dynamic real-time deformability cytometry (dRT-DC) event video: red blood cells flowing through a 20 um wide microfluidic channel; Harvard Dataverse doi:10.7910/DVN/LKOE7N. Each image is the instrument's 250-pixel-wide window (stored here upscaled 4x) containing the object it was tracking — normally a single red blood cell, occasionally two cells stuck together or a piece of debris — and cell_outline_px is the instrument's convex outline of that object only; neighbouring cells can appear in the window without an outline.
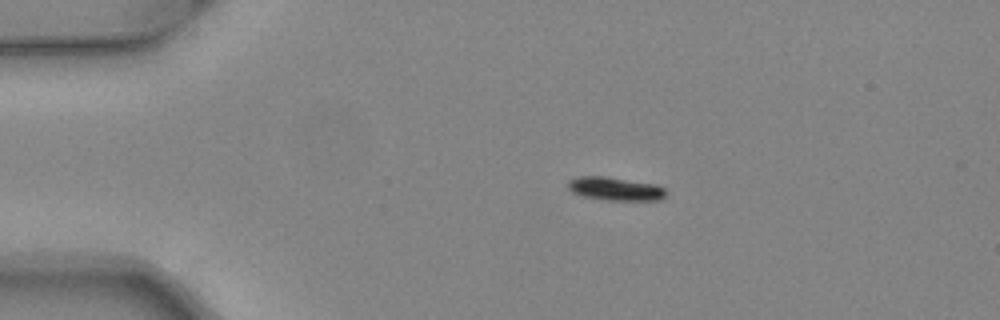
{"species": "common noctule bat (a hibernating species)", "species_latin": "Nyctalus noctula", "temperature_condition": "warm", "stored_images_in_passage": 15, "camera_frame_rate_fps": 3000, "um_per_image_px": 0.085, "animal": {"sex": "female", "body_mass_g": 24.6, "forearm_length_mm": 56.2}, "frame": {"image": 1, "passage_image": 1, "time_ms": 0.0, "image_size_px": [1000, 320], "cell_outline_px": [[668, 192], [660, 200], [604, 200], [584, 196], [572, 192], [568, 188], [568, 180], [576, 176], [604, 176], [656, 184], [664, 188]], "centroid_in_image_um": [52.29, 16.04], "position_along_channel_um": 32.7, "area_um2": 13.41}}
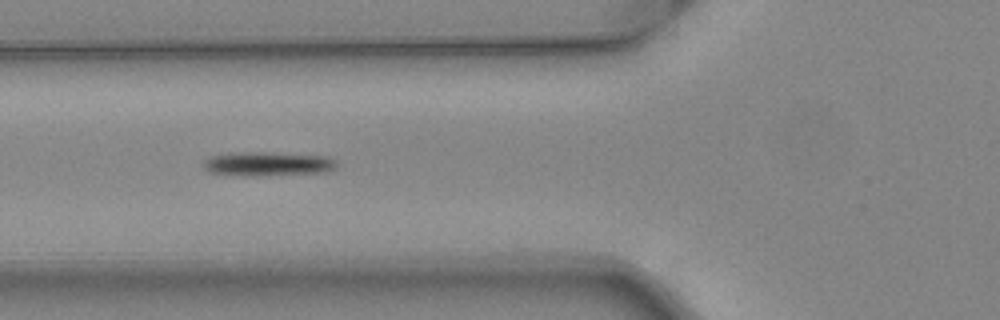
{"frame": {"image": 2, "passage_image": 10, "time_ms": 3.0, "image_size_px": [1000, 320], "cell_outline_px": [[336, 168], [328, 172], [244, 176], [212, 172], [204, 168], [204, 160], [212, 156], [232, 152], [272, 152], [328, 156], [336, 160]], "centroid_in_image_um": [22.81, 13.91], "position_along_channel_um": 103.0, "area_um2": 18.73}}
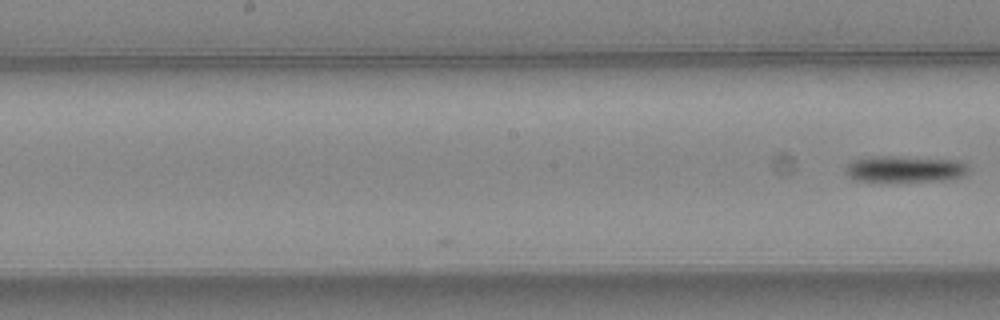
{"frame": {"image": 3, "passage_image": 15, "time_ms": 4.667, "image_size_px": [1000, 320], "cell_outline_px": [[968, 168], [960, 176], [944, 180], [856, 180], [848, 176], [844, 172], [844, 168], [852, 160], [872, 156], [896, 156], [960, 160]], "centroid_in_image_um": [76.83, 14.33], "position_along_channel_um": 171.4, "area_um2": 18.38}}